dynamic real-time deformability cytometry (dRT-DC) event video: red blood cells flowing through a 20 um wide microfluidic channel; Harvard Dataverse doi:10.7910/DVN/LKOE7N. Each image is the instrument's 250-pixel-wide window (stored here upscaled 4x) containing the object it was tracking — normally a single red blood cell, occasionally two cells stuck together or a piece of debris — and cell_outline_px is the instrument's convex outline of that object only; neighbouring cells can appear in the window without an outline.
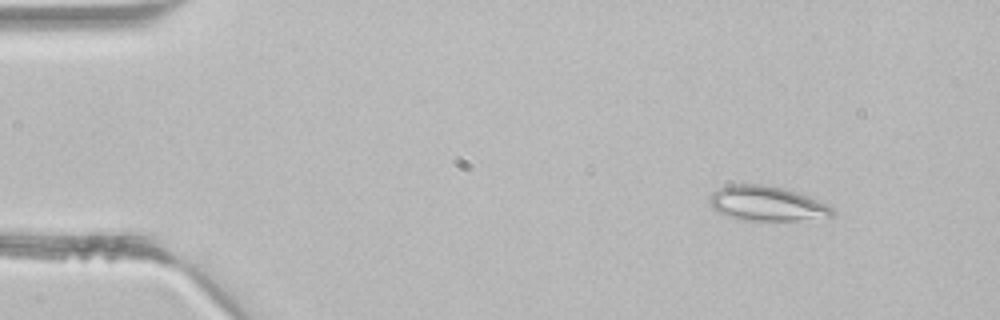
{"species": "common noctule bat (a hibernating species)", "species_latin": "Nyctalus noctula", "temperature_condition": "room temperature", "stored_images_in_passage": 3, "camera_frame_rate_fps": 3000, "um_per_image_px": 0.085, "animal": {"sex": "male", "body_mass_g": 21.5, "forearm_length_mm": 52.0}, "frame": {"image": 1, "passage_image": 1, "time_ms": 0.0, "image_size_px": [1000, 320], "cell_outline_px": [[836, 212], [832, 216], [796, 220], [744, 220], [728, 216], [712, 208], [708, 200], [712, 192], [720, 188], [732, 184], [764, 184], [784, 188], [808, 196], [828, 204]], "centroid_in_image_um": [65.18, 17.29], "position_along_channel_um": 19.8, "area_um2": 24.74}}